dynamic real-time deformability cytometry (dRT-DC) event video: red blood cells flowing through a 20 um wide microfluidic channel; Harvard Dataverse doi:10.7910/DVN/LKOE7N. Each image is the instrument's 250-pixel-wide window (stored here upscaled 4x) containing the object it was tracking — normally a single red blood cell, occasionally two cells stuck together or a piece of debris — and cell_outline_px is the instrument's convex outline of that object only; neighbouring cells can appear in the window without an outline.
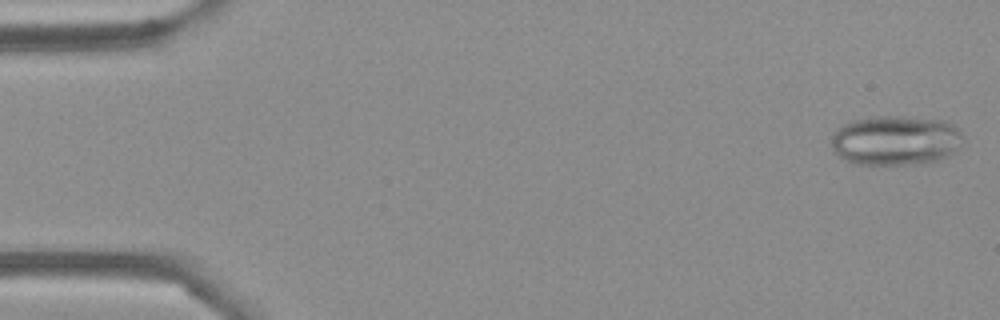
{"species": "Egyptian fruit bat (a non-hibernating species)", "species_latin": "Rousettus aegyptiacus", "temperature_condition": "cold", "stored_images_in_passage": 52, "camera_frame_rate_fps": 3000, "um_per_image_px": 0.085, "frame": {"image": 1, "passage_image": 1, "time_ms": 0.0, "image_size_px": [1000, 320], "cell_outline_px": [[964, 140], [960, 148], [948, 156], [940, 160], [924, 164], [852, 164], [844, 160], [832, 152], [832, 136], [836, 128], [852, 120], [872, 116], [900, 116], [944, 120], [952, 124], [964, 136]], "centroid_in_image_um": [76.13, 11.94], "position_along_channel_um": 8.9, "area_um2": 38.9}}
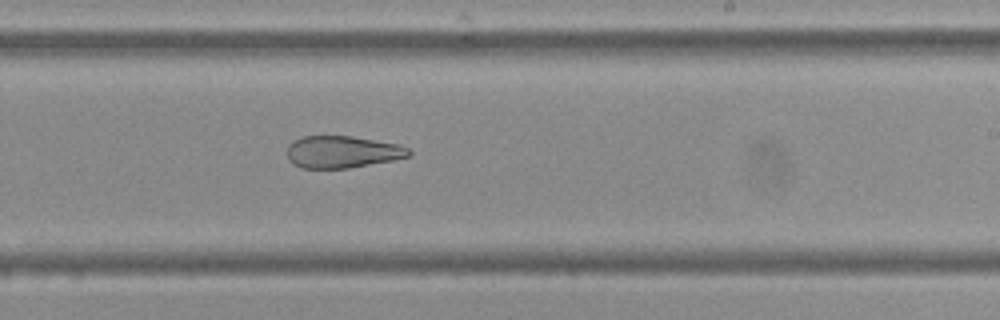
{"frame": {"image": 2, "passage_image": 31, "time_ms": 10.0, "image_size_px": [1000, 320], "cell_outline_px": [[412, 152], [408, 156], [396, 160], [348, 168], [300, 168], [292, 164], [288, 160], [288, 144], [292, 140], [304, 136], [352, 136], [400, 144], [408, 148]], "centroid_in_image_um": [29.09, 12.91], "position_along_channel_um": 259.9, "area_um2": 23.0}}
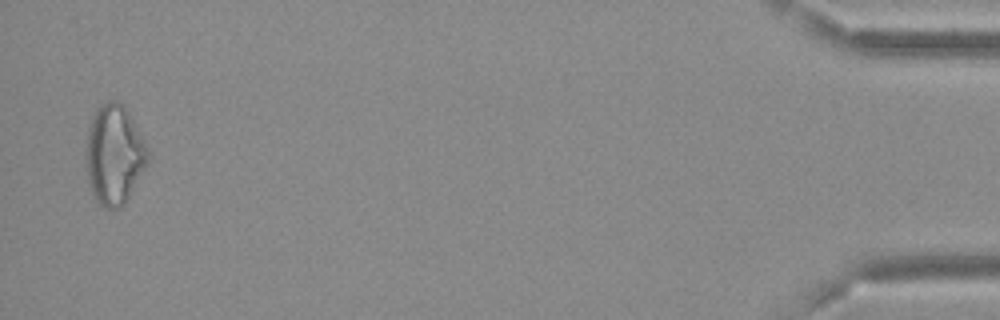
{"frame": {"image": 3, "passage_image": 51, "time_ms": 16.667, "image_size_px": [1000, 320], "cell_outline_px": [[148, 164], [124, 204], [120, 208], [104, 208], [96, 200], [88, 184], [84, 160], [84, 152], [88, 128], [92, 116], [96, 108], [108, 100], [116, 100], [124, 104], [148, 144]], "centroid_in_image_um": [9.69, 13.12], "position_along_channel_um": 425.5, "area_um2": 36.76}, "authors_computed_cell_mechanics": {"area_um2": 29.5936, "velocity_mm_per_s": 3.8137, "shape_relaxation_time_tau1_ms": null, "shape_relaxation_time_tau2_ms": 4.7042, "deformation_change_tau1": null, "deformation_change_tau2": 0.1395}}